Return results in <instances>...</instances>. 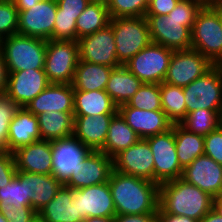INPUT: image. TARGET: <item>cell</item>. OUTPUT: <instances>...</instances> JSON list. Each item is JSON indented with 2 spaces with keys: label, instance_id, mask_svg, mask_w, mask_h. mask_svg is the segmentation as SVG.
<instances>
[{
  "label": "cell",
  "instance_id": "6da1fadb",
  "mask_svg": "<svg viewBox=\"0 0 222 222\" xmlns=\"http://www.w3.org/2000/svg\"><path fill=\"white\" fill-rule=\"evenodd\" d=\"M109 187L116 214L157 213L159 185L145 178L112 170Z\"/></svg>",
  "mask_w": 222,
  "mask_h": 222
},
{
  "label": "cell",
  "instance_id": "7a4b0ae2",
  "mask_svg": "<svg viewBox=\"0 0 222 222\" xmlns=\"http://www.w3.org/2000/svg\"><path fill=\"white\" fill-rule=\"evenodd\" d=\"M213 198L182 178L159 185V207L164 212L198 221L212 209Z\"/></svg>",
  "mask_w": 222,
  "mask_h": 222
},
{
  "label": "cell",
  "instance_id": "3957f363",
  "mask_svg": "<svg viewBox=\"0 0 222 222\" xmlns=\"http://www.w3.org/2000/svg\"><path fill=\"white\" fill-rule=\"evenodd\" d=\"M191 48L222 65V5L203 6L191 29Z\"/></svg>",
  "mask_w": 222,
  "mask_h": 222
},
{
  "label": "cell",
  "instance_id": "277c9868",
  "mask_svg": "<svg viewBox=\"0 0 222 222\" xmlns=\"http://www.w3.org/2000/svg\"><path fill=\"white\" fill-rule=\"evenodd\" d=\"M47 41L14 34L1 42V52L5 59L8 73L28 69H44Z\"/></svg>",
  "mask_w": 222,
  "mask_h": 222
},
{
  "label": "cell",
  "instance_id": "5b68a950",
  "mask_svg": "<svg viewBox=\"0 0 222 222\" xmlns=\"http://www.w3.org/2000/svg\"><path fill=\"white\" fill-rule=\"evenodd\" d=\"M109 24L113 28L117 59L121 65L151 43L145 16L111 18Z\"/></svg>",
  "mask_w": 222,
  "mask_h": 222
},
{
  "label": "cell",
  "instance_id": "8992f818",
  "mask_svg": "<svg viewBox=\"0 0 222 222\" xmlns=\"http://www.w3.org/2000/svg\"><path fill=\"white\" fill-rule=\"evenodd\" d=\"M78 62V41L47 40L44 70L50 83L72 84Z\"/></svg>",
  "mask_w": 222,
  "mask_h": 222
},
{
  "label": "cell",
  "instance_id": "52a82bcc",
  "mask_svg": "<svg viewBox=\"0 0 222 222\" xmlns=\"http://www.w3.org/2000/svg\"><path fill=\"white\" fill-rule=\"evenodd\" d=\"M187 113L198 109L221 110L222 65H213L206 73L183 87Z\"/></svg>",
  "mask_w": 222,
  "mask_h": 222
},
{
  "label": "cell",
  "instance_id": "ba28073f",
  "mask_svg": "<svg viewBox=\"0 0 222 222\" xmlns=\"http://www.w3.org/2000/svg\"><path fill=\"white\" fill-rule=\"evenodd\" d=\"M154 158V182L158 185L182 177L175 146V124L163 133L145 139Z\"/></svg>",
  "mask_w": 222,
  "mask_h": 222
},
{
  "label": "cell",
  "instance_id": "9c48e42d",
  "mask_svg": "<svg viewBox=\"0 0 222 222\" xmlns=\"http://www.w3.org/2000/svg\"><path fill=\"white\" fill-rule=\"evenodd\" d=\"M174 50L150 43L124 66L145 84H161L166 77Z\"/></svg>",
  "mask_w": 222,
  "mask_h": 222
},
{
  "label": "cell",
  "instance_id": "30bf717a",
  "mask_svg": "<svg viewBox=\"0 0 222 222\" xmlns=\"http://www.w3.org/2000/svg\"><path fill=\"white\" fill-rule=\"evenodd\" d=\"M151 42L171 50L191 48V29L195 20H177L169 15H145Z\"/></svg>",
  "mask_w": 222,
  "mask_h": 222
},
{
  "label": "cell",
  "instance_id": "8fae6325",
  "mask_svg": "<svg viewBox=\"0 0 222 222\" xmlns=\"http://www.w3.org/2000/svg\"><path fill=\"white\" fill-rule=\"evenodd\" d=\"M212 66L213 64L195 49L176 50L171 56L164 83L186 87Z\"/></svg>",
  "mask_w": 222,
  "mask_h": 222
},
{
  "label": "cell",
  "instance_id": "7c38bea8",
  "mask_svg": "<svg viewBox=\"0 0 222 222\" xmlns=\"http://www.w3.org/2000/svg\"><path fill=\"white\" fill-rule=\"evenodd\" d=\"M56 0H41L27 10H18V34L50 40L57 13Z\"/></svg>",
  "mask_w": 222,
  "mask_h": 222
},
{
  "label": "cell",
  "instance_id": "4fadbf2b",
  "mask_svg": "<svg viewBox=\"0 0 222 222\" xmlns=\"http://www.w3.org/2000/svg\"><path fill=\"white\" fill-rule=\"evenodd\" d=\"M79 60L93 64L121 66L117 59L113 28L108 24L105 28L78 40Z\"/></svg>",
  "mask_w": 222,
  "mask_h": 222
},
{
  "label": "cell",
  "instance_id": "5bb4252c",
  "mask_svg": "<svg viewBox=\"0 0 222 222\" xmlns=\"http://www.w3.org/2000/svg\"><path fill=\"white\" fill-rule=\"evenodd\" d=\"M113 170L154 182V158L149 143L139 139L112 158Z\"/></svg>",
  "mask_w": 222,
  "mask_h": 222
},
{
  "label": "cell",
  "instance_id": "9a60e30c",
  "mask_svg": "<svg viewBox=\"0 0 222 222\" xmlns=\"http://www.w3.org/2000/svg\"><path fill=\"white\" fill-rule=\"evenodd\" d=\"M77 213L88 217H112L116 215L109 182L73 190Z\"/></svg>",
  "mask_w": 222,
  "mask_h": 222
},
{
  "label": "cell",
  "instance_id": "2e32d148",
  "mask_svg": "<svg viewBox=\"0 0 222 222\" xmlns=\"http://www.w3.org/2000/svg\"><path fill=\"white\" fill-rule=\"evenodd\" d=\"M50 84L44 69L11 72L6 95L19 107H26Z\"/></svg>",
  "mask_w": 222,
  "mask_h": 222
},
{
  "label": "cell",
  "instance_id": "e0dca14e",
  "mask_svg": "<svg viewBox=\"0 0 222 222\" xmlns=\"http://www.w3.org/2000/svg\"><path fill=\"white\" fill-rule=\"evenodd\" d=\"M181 178L212 197L222 196V165L207 155L198 156L187 165Z\"/></svg>",
  "mask_w": 222,
  "mask_h": 222
},
{
  "label": "cell",
  "instance_id": "ac0fdd59",
  "mask_svg": "<svg viewBox=\"0 0 222 222\" xmlns=\"http://www.w3.org/2000/svg\"><path fill=\"white\" fill-rule=\"evenodd\" d=\"M113 170L112 158L102 151L90 150L82 160L78 174H71L64 185L73 190L109 181Z\"/></svg>",
  "mask_w": 222,
  "mask_h": 222
},
{
  "label": "cell",
  "instance_id": "d6986e66",
  "mask_svg": "<svg viewBox=\"0 0 222 222\" xmlns=\"http://www.w3.org/2000/svg\"><path fill=\"white\" fill-rule=\"evenodd\" d=\"M53 175L63 183L71 174H78L82 168V160L90 151L74 137L52 142Z\"/></svg>",
  "mask_w": 222,
  "mask_h": 222
},
{
  "label": "cell",
  "instance_id": "ffe728a7",
  "mask_svg": "<svg viewBox=\"0 0 222 222\" xmlns=\"http://www.w3.org/2000/svg\"><path fill=\"white\" fill-rule=\"evenodd\" d=\"M17 171L37 174L53 173L52 142L38 140L13 152Z\"/></svg>",
  "mask_w": 222,
  "mask_h": 222
},
{
  "label": "cell",
  "instance_id": "44dd1931",
  "mask_svg": "<svg viewBox=\"0 0 222 222\" xmlns=\"http://www.w3.org/2000/svg\"><path fill=\"white\" fill-rule=\"evenodd\" d=\"M118 112L140 139L163 133L173 125L163 111L139 110L123 104Z\"/></svg>",
  "mask_w": 222,
  "mask_h": 222
},
{
  "label": "cell",
  "instance_id": "7402d4cb",
  "mask_svg": "<svg viewBox=\"0 0 222 222\" xmlns=\"http://www.w3.org/2000/svg\"><path fill=\"white\" fill-rule=\"evenodd\" d=\"M25 108L36 116L50 111L74 113V90L72 84L51 83Z\"/></svg>",
  "mask_w": 222,
  "mask_h": 222
},
{
  "label": "cell",
  "instance_id": "603a6c76",
  "mask_svg": "<svg viewBox=\"0 0 222 222\" xmlns=\"http://www.w3.org/2000/svg\"><path fill=\"white\" fill-rule=\"evenodd\" d=\"M115 114L74 116L73 137L92 151H99L107 138L109 124Z\"/></svg>",
  "mask_w": 222,
  "mask_h": 222
},
{
  "label": "cell",
  "instance_id": "cb8c5ba5",
  "mask_svg": "<svg viewBox=\"0 0 222 222\" xmlns=\"http://www.w3.org/2000/svg\"><path fill=\"white\" fill-rule=\"evenodd\" d=\"M38 214L42 222H83L84 219L77 213L76 197L73 189L63 185L55 197Z\"/></svg>",
  "mask_w": 222,
  "mask_h": 222
},
{
  "label": "cell",
  "instance_id": "d4e9b609",
  "mask_svg": "<svg viewBox=\"0 0 222 222\" xmlns=\"http://www.w3.org/2000/svg\"><path fill=\"white\" fill-rule=\"evenodd\" d=\"M41 140L37 116L25 107H20L10 122L8 131V152Z\"/></svg>",
  "mask_w": 222,
  "mask_h": 222
},
{
  "label": "cell",
  "instance_id": "484cf974",
  "mask_svg": "<svg viewBox=\"0 0 222 222\" xmlns=\"http://www.w3.org/2000/svg\"><path fill=\"white\" fill-rule=\"evenodd\" d=\"M117 112L118 106L105 91L74 90V116L93 117Z\"/></svg>",
  "mask_w": 222,
  "mask_h": 222
},
{
  "label": "cell",
  "instance_id": "4316f807",
  "mask_svg": "<svg viewBox=\"0 0 222 222\" xmlns=\"http://www.w3.org/2000/svg\"><path fill=\"white\" fill-rule=\"evenodd\" d=\"M143 84L124 65H121L112 69L104 91L119 107L127 104Z\"/></svg>",
  "mask_w": 222,
  "mask_h": 222
},
{
  "label": "cell",
  "instance_id": "83f0119b",
  "mask_svg": "<svg viewBox=\"0 0 222 222\" xmlns=\"http://www.w3.org/2000/svg\"><path fill=\"white\" fill-rule=\"evenodd\" d=\"M41 140L57 141L73 137L74 113L47 112L37 115Z\"/></svg>",
  "mask_w": 222,
  "mask_h": 222
},
{
  "label": "cell",
  "instance_id": "f1b7e54d",
  "mask_svg": "<svg viewBox=\"0 0 222 222\" xmlns=\"http://www.w3.org/2000/svg\"><path fill=\"white\" fill-rule=\"evenodd\" d=\"M113 67L79 60L72 81L73 90H105Z\"/></svg>",
  "mask_w": 222,
  "mask_h": 222
},
{
  "label": "cell",
  "instance_id": "f546056e",
  "mask_svg": "<svg viewBox=\"0 0 222 222\" xmlns=\"http://www.w3.org/2000/svg\"><path fill=\"white\" fill-rule=\"evenodd\" d=\"M140 138L117 112L109 124L108 134L104 146L99 150L113 158L119 152L134 145Z\"/></svg>",
  "mask_w": 222,
  "mask_h": 222
},
{
  "label": "cell",
  "instance_id": "4dcf8cb0",
  "mask_svg": "<svg viewBox=\"0 0 222 222\" xmlns=\"http://www.w3.org/2000/svg\"><path fill=\"white\" fill-rule=\"evenodd\" d=\"M20 172L28 182V188L33 190L32 208L38 213L39 210L48 204L64 185L53 174H37L24 171Z\"/></svg>",
  "mask_w": 222,
  "mask_h": 222
},
{
  "label": "cell",
  "instance_id": "1f68e13d",
  "mask_svg": "<svg viewBox=\"0 0 222 222\" xmlns=\"http://www.w3.org/2000/svg\"><path fill=\"white\" fill-rule=\"evenodd\" d=\"M110 19L106 3L90 1L76 20L77 41L105 28Z\"/></svg>",
  "mask_w": 222,
  "mask_h": 222
},
{
  "label": "cell",
  "instance_id": "d6a6232c",
  "mask_svg": "<svg viewBox=\"0 0 222 222\" xmlns=\"http://www.w3.org/2000/svg\"><path fill=\"white\" fill-rule=\"evenodd\" d=\"M175 146L179 164L184 169L198 156L204 155V136L175 124Z\"/></svg>",
  "mask_w": 222,
  "mask_h": 222
},
{
  "label": "cell",
  "instance_id": "836d02e7",
  "mask_svg": "<svg viewBox=\"0 0 222 222\" xmlns=\"http://www.w3.org/2000/svg\"><path fill=\"white\" fill-rule=\"evenodd\" d=\"M160 95L162 111L173 124H180L187 115L183 88L163 82Z\"/></svg>",
  "mask_w": 222,
  "mask_h": 222
},
{
  "label": "cell",
  "instance_id": "e575fe53",
  "mask_svg": "<svg viewBox=\"0 0 222 222\" xmlns=\"http://www.w3.org/2000/svg\"><path fill=\"white\" fill-rule=\"evenodd\" d=\"M32 195L33 190L28 188L27 179L17 171L10 183L0 188V206L32 207Z\"/></svg>",
  "mask_w": 222,
  "mask_h": 222
},
{
  "label": "cell",
  "instance_id": "d590c367",
  "mask_svg": "<svg viewBox=\"0 0 222 222\" xmlns=\"http://www.w3.org/2000/svg\"><path fill=\"white\" fill-rule=\"evenodd\" d=\"M219 113L220 110L198 109L187 113L180 125L189 132L205 136L219 126Z\"/></svg>",
  "mask_w": 222,
  "mask_h": 222
},
{
  "label": "cell",
  "instance_id": "8d00e7d4",
  "mask_svg": "<svg viewBox=\"0 0 222 222\" xmlns=\"http://www.w3.org/2000/svg\"><path fill=\"white\" fill-rule=\"evenodd\" d=\"M127 105L139 110L162 111L160 84L144 83Z\"/></svg>",
  "mask_w": 222,
  "mask_h": 222
},
{
  "label": "cell",
  "instance_id": "74e56055",
  "mask_svg": "<svg viewBox=\"0 0 222 222\" xmlns=\"http://www.w3.org/2000/svg\"><path fill=\"white\" fill-rule=\"evenodd\" d=\"M110 18L117 17H144L149 2L147 0H107Z\"/></svg>",
  "mask_w": 222,
  "mask_h": 222
},
{
  "label": "cell",
  "instance_id": "f35d334b",
  "mask_svg": "<svg viewBox=\"0 0 222 222\" xmlns=\"http://www.w3.org/2000/svg\"><path fill=\"white\" fill-rule=\"evenodd\" d=\"M20 107L6 94L0 95V149L8 151V131L10 122Z\"/></svg>",
  "mask_w": 222,
  "mask_h": 222
},
{
  "label": "cell",
  "instance_id": "ab89813d",
  "mask_svg": "<svg viewBox=\"0 0 222 222\" xmlns=\"http://www.w3.org/2000/svg\"><path fill=\"white\" fill-rule=\"evenodd\" d=\"M18 9L13 0H0V38L17 34Z\"/></svg>",
  "mask_w": 222,
  "mask_h": 222
},
{
  "label": "cell",
  "instance_id": "60d3db41",
  "mask_svg": "<svg viewBox=\"0 0 222 222\" xmlns=\"http://www.w3.org/2000/svg\"><path fill=\"white\" fill-rule=\"evenodd\" d=\"M78 16L60 15L56 13L52 40L77 41L76 20Z\"/></svg>",
  "mask_w": 222,
  "mask_h": 222
},
{
  "label": "cell",
  "instance_id": "b9f144b4",
  "mask_svg": "<svg viewBox=\"0 0 222 222\" xmlns=\"http://www.w3.org/2000/svg\"><path fill=\"white\" fill-rule=\"evenodd\" d=\"M204 155L222 165V126L204 136Z\"/></svg>",
  "mask_w": 222,
  "mask_h": 222
},
{
  "label": "cell",
  "instance_id": "7bdbcfd3",
  "mask_svg": "<svg viewBox=\"0 0 222 222\" xmlns=\"http://www.w3.org/2000/svg\"><path fill=\"white\" fill-rule=\"evenodd\" d=\"M0 212L9 222H33L38 218L31 206L17 208L11 204L0 206Z\"/></svg>",
  "mask_w": 222,
  "mask_h": 222
},
{
  "label": "cell",
  "instance_id": "ee69618b",
  "mask_svg": "<svg viewBox=\"0 0 222 222\" xmlns=\"http://www.w3.org/2000/svg\"><path fill=\"white\" fill-rule=\"evenodd\" d=\"M202 7L196 0H180L168 15L177 20H195Z\"/></svg>",
  "mask_w": 222,
  "mask_h": 222
},
{
  "label": "cell",
  "instance_id": "f6af8a7d",
  "mask_svg": "<svg viewBox=\"0 0 222 222\" xmlns=\"http://www.w3.org/2000/svg\"><path fill=\"white\" fill-rule=\"evenodd\" d=\"M17 173L13 153L3 151L0 154V188L6 186Z\"/></svg>",
  "mask_w": 222,
  "mask_h": 222
},
{
  "label": "cell",
  "instance_id": "bcb514c9",
  "mask_svg": "<svg viewBox=\"0 0 222 222\" xmlns=\"http://www.w3.org/2000/svg\"><path fill=\"white\" fill-rule=\"evenodd\" d=\"M57 13L60 15L79 16L90 0H56Z\"/></svg>",
  "mask_w": 222,
  "mask_h": 222
},
{
  "label": "cell",
  "instance_id": "7dc6e473",
  "mask_svg": "<svg viewBox=\"0 0 222 222\" xmlns=\"http://www.w3.org/2000/svg\"><path fill=\"white\" fill-rule=\"evenodd\" d=\"M179 1L180 0H151L146 15H168Z\"/></svg>",
  "mask_w": 222,
  "mask_h": 222
},
{
  "label": "cell",
  "instance_id": "c3c4849f",
  "mask_svg": "<svg viewBox=\"0 0 222 222\" xmlns=\"http://www.w3.org/2000/svg\"><path fill=\"white\" fill-rule=\"evenodd\" d=\"M113 222H158L157 213L116 214Z\"/></svg>",
  "mask_w": 222,
  "mask_h": 222
},
{
  "label": "cell",
  "instance_id": "681fc988",
  "mask_svg": "<svg viewBox=\"0 0 222 222\" xmlns=\"http://www.w3.org/2000/svg\"><path fill=\"white\" fill-rule=\"evenodd\" d=\"M157 219L158 222H199L187 216L166 213L160 207L157 210Z\"/></svg>",
  "mask_w": 222,
  "mask_h": 222
},
{
  "label": "cell",
  "instance_id": "f907efd6",
  "mask_svg": "<svg viewBox=\"0 0 222 222\" xmlns=\"http://www.w3.org/2000/svg\"><path fill=\"white\" fill-rule=\"evenodd\" d=\"M8 75L5 59L2 52H0V95H4L7 92Z\"/></svg>",
  "mask_w": 222,
  "mask_h": 222
},
{
  "label": "cell",
  "instance_id": "816d5d0a",
  "mask_svg": "<svg viewBox=\"0 0 222 222\" xmlns=\"http://www.w3.org/2000/svg\"><path fill=\"white\" fill-rule=\"evenodd\" d=\"M18 10H27L41 0H13Z\"/></svg>",
  "mask_w": 222,
  "mask_h": 222
},
{
  "label": "cell",
  "instance_id": "f5cc1de1",
  "mask_svg": "<svg viewBox=\"0 0 222 222\" xmlns=\"http://www.w3.org/2000/svg\"><path fill=\"white\" fill-rule=\"evenodd\" d=\"M199 222H222V217L211 209Z\"/></svg>",
  "mask_w": 222,
  "mask_h": 222
},
{
  "label": "cell",
  "instance_id": "db71d44e",
  "mask_svg": "<svg viewBox=\"0 0 222 222\" xmlns=\"http://www.w3.org/2000/svg\"><path fill=\"white\" fill-rule=\"evenodd\" d=\"M212 209L222 217V196L213 198V207H212Z\"/></svg>",
  "mask_w": 222,
  "mask_h": 222
},
{
  "label": "cell",
  "instance_id": "11a10c76",
  "mask_svg": "<svg viewBox=\"0 0 222 222\" xmlns=\"http://www.w3.org/2000/svg\"><path fill=\"white\" fill-rule=\"evenodd\" d=\"M83 222H113L112 217H88Z\"/></svg>",
  "mask_w": 222,
  "mask_h": 222
},
{
  "label": "cell",
  "instance_id": "9f6ffc18",
  "mask_svg": "<svg viewBox=\"0 0 222 222\" xmlns=\"http://www.w3.org/2000/svg\"><path fill=\"white\" fill-rule=\"evenodd\" d=\"M199 1L203 6H216L218 5V0H196Z\"/></svg>",
  "mask_w": 222,
  "mask_h": 222
},
{
  "label": "cell",
  "instance_id": "6f0895ef",
  "mask_svg": "<svg viewBox=\"0 0 222 222\" xmlns=\"http://www.w3.org/2000/svg\"><path fill=\"white\" fill-rule=\"evenodd\" d=\"M219 125L222 126V106H221V110L219 113Z\"/></svg>",
  "mask_w": 222,
  "mask_h": 222
},
{
  "label": "cell",
  "instance_id": "680465c9",
  "mask_svg": "<svg viewBox=\"0 0 222 222\" xmlns=\"http://www.w3.org/2000/svg\"><path fill=\"white\" fill-rule=\"evenodd\" d=\"M0 222H9L0 212Z\"/></svg>",
  "mask_w": 222,
  "mask_h": 222
},
{
  "label": "cell",
  "instance_id": "91938a15",
  "mask_svg": "<svg viewBox=\"0 0 222 222\" xmlns=\"http://www.w3.org/2000/svg\"><path fill=\"white\" fill-rule=\"evenodd\" d=\"M90 1H100V2H104V3L107 2V0H90Z\"/></svg>",
  "mask_w": 222,
  "mask_h": 222
},
{
  "label": "cell",
  "instance_id": "94428289",
  "mask_svg": "<svg viewBox=\"0 0 222 222\" xmlns=\"http://www.w3.org/2000/svg\"><path fill=\"white\" fill-rule=\"evenodd\" d=\"M33 222H42L39 218H37L36 220H34Z\"/></svg>",
  "mask_w": 222,
  "mask_h": 222
},
{
  "label": "cell",
  "instance_id": "6125c7cd",
  "mask_svg": "<svg viewBox=\"0 0 222 222\" xmlns=\"http://www.w3.org/2000/svg\"><path fill=\"white\" fill-rule=\"evenodd\" d=\"M218 5H222V0H218Z\"/></svg>",
  "mask_w": 222,
  "mask_h": 222
},
{
  "label": "cell",
  "instance_id": "be15d7a7",
  "mask_svg": "<svg viewBox=\"0 0 222 222\" xmlns=\"http://www.w3.org/2000/svg\"><path fill=\"white\" fill-rule=\"evenodd\" d=\"M1 42H2V39L0 38V52H1Z\"/></svg>",
  "mask_w": 222,
  "mask_h": 222
}]
</instances>
